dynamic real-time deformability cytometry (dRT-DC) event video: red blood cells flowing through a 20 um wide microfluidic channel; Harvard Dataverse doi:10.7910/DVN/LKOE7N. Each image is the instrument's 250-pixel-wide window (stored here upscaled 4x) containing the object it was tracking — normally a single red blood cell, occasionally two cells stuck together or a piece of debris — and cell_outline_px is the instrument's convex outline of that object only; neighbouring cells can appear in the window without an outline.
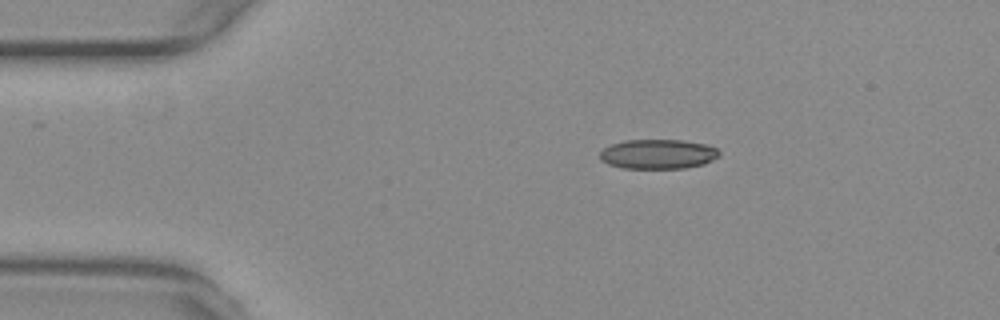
{"species": "common noctule bat (a hibernating species)", "species_latin": "Nyctalus noctula", "temperature_condition": "warm", "stored_images_in_passage": 46, "camera_frame_rate_fps": 3000, "um_per_image_px": 0.085, "animal": {"sex": "female", "body_mass_g": 29.2, "forearm_length_mm": 56.3}, "frame": {"image": 1, "passage_image": 1, "time_ms": 0.0, "image_size_px": [1000, 320], "cell_outline_px": [[720, 156], [704, 164], [684, 168], [624, 168], [608, 164], [600, 160], [600, 152], [604, 148], [612, 144], [624, 140], [680, 140], [708, 144], [716, 148], [720, 152]], "centroid_in_image_um": [55.94, 13.09], "position_along_channel_um": 29.1, "area_um2": 20.63}}
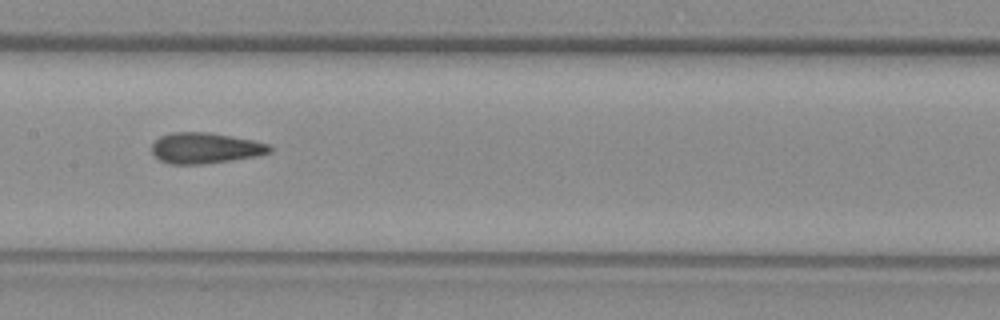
{"frame": {"image": 2, "passage_image": 18, "time_ms": 5.667, "image_size_px": [1000, 320], "cell_outline_px": [[272, 152], [256, 156], [232, 160], [204, 164], [168, 164], [160, 160], [152, 152], [152, 144], [160, 136], [172, 132], [208, 132], [252, 140], [268, 144], [272, 148]], "centroid_in_image_um": [17.44, 12.59], "position_along_channel_um": 190.0, "area_um2": 21.1}}
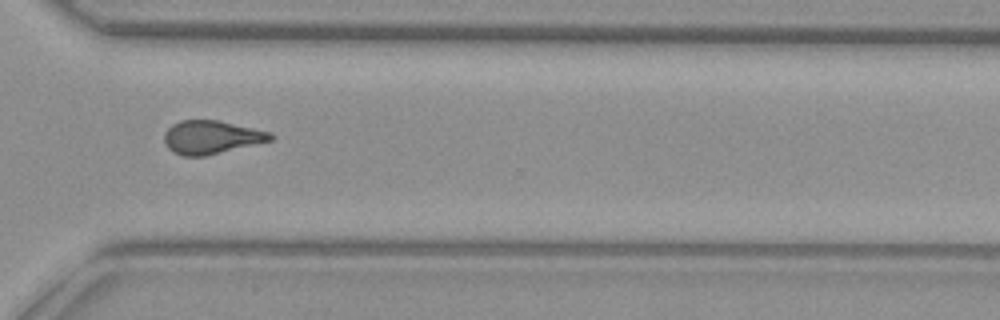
{"frame": {"image": 3, "passage_image": 31, "time_ms": 10.0, "image_size_px": [1000, 320], "cell_outline_px": [[276, 136], [272, 140], [204, 156], [184, 156], [172, 152], [164, 144], [164, 132], [172, 124], [180, 120], [220, 120], [272, 132]], "centroid_in_image_um": [17.96, 11.65], "position_along_channel_um": 352.6, "area_um2": 20.81}, "authors_computed_cell_mechanics": {"area_um2": 20.8947, "velocity_mm_per_s": 3.764, "shape_relaxation_time_tau1_ms": null, "shape_relaxation_time_tau2_ms": 1.9165, "deformation_change_tau1": null, "deformation_change_tau2": 0.0787}}